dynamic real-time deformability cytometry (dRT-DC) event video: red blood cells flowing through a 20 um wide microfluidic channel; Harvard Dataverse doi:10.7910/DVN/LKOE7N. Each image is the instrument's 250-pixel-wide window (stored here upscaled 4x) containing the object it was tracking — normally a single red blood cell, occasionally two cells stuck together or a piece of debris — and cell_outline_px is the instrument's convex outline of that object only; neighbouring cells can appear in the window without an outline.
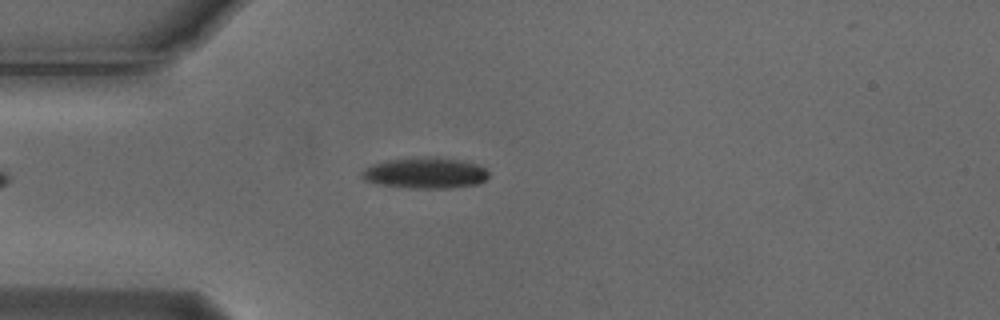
{"species": "Egyptian fruit bat (a non-hibernating species)", "species_latin": "Rousettus aegyptiacus", "temperature_condition": "cold", "stored_images_in_passage": 45, "camera_frame_rate_fps": 3000, "um_per_image_px": 0.085, "animal": {"sex": "male"}, "frame": {"image": 1, "passage_image": 9, "time_ms": 2.667, "image_size_px": [1000, 320], "cell_outline_px": [[488, 176], [480, 184], [448, 188], [408, 188], [380, 184], [364, 180], [360, 176], [360, 172], [372, 164], [388, 160], [424, 156], [460, 160], [480, 164], [488, 172]], "centroid_in_image_um": [36.15, 14.7], "position_along_channel_um": 48.9, "area_um2": 22.95}}
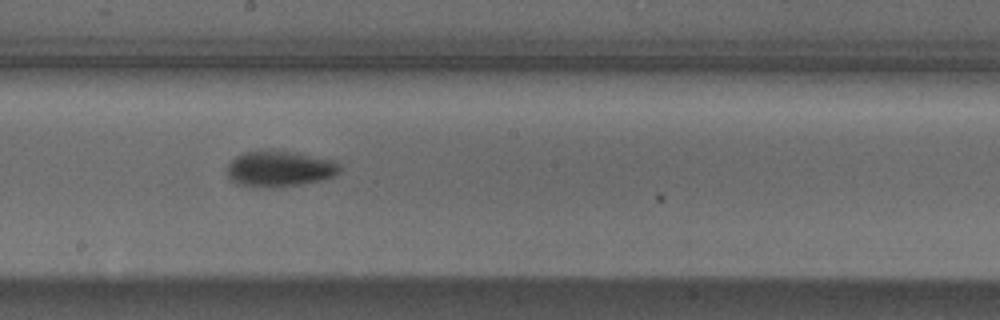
{"frame": {"image": 2, "passage_image": 24, "time_ms": 7.667, "image_size_px": [1000, 320], "cell_outline_px": [[340, 172], [336, 176], [324, 180], [280, 188], [264, 188], [236, 184], [228, 176], [228, 164], [236, 156], [244, 152], [268, 148], [296, 152], [332, 160], [340, 164]], "centroid_in_image_um": [23.78, 14.34], "position_along_channel_um": 224.4, "area_um2": 24.28}}
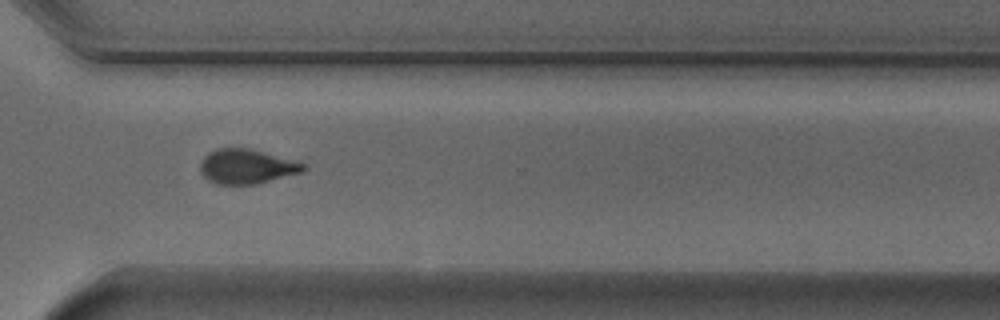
{"frame": {"image": 3, "passage_image": 34, "time_ms": 11.0, "image_size_px": [1000, 320], "cell_outline_px": [[308, 168], [304, 172], [256, 184], [216, 184], [208, 180], [200, 172], [200, 164], [204, 156], [208, 152], [216, 148], [248, 148], [304, 164]], "centroid_in_image_um": [20.93, 14.16], "position_along_channel_um": 349.7, "area_um2": 20.63}, "authors_computed_cell_mechanics": {"area_um2": 21.5016, "velocity_mm_per_s": 3.7608, "shape_relaxation_time_tau1_ms": 2.9904, "shape_relaxation_time_tau2_ms": null, "deformation_change_tau1": 0.1366, "deformation_change_tau2": null}}